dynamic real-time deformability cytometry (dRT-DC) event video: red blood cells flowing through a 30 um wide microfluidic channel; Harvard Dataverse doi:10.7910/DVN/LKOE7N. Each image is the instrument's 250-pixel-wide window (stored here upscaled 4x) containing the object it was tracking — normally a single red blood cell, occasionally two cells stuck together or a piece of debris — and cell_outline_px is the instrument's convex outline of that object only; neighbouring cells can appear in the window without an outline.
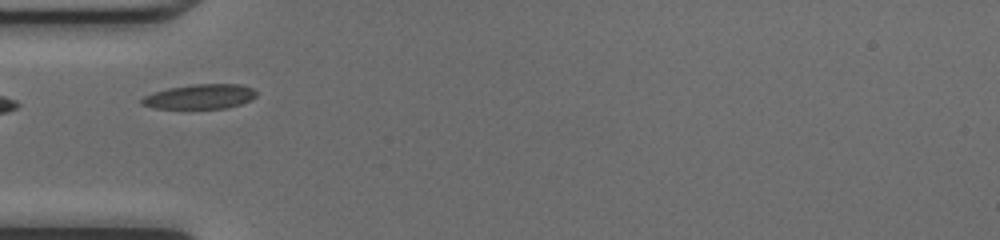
{"species": "common noctule bat (a hibernating species)", "species_latin": "Nyctalus noctula", "temperature_condition": "cold", "stored_images_in_passage": 34, "camera_frame_rate_fps": 3000, "um_per_image_px": 0.085, "animal": {"sex": "female", "body_mass_g": 17.0, "forearm_length_mm": 48.0}, "frame": {"image": 1, "passage_image": 1, "time_ms": 0.0, "image_size_px": [1000, 240], "cell_outline_px": [[256, 96], [240, 104], [228, 108], [156, 108], [140, 104], [140, 100], [144, 96], [152, 92], [168, 88], [192, 84], [240, 84], [252, 88], [256, 92]], "centroid_in_image_um": [16.96, 8.2], "position_along_channel_um": 68.0, "area_um2": 16.42}}
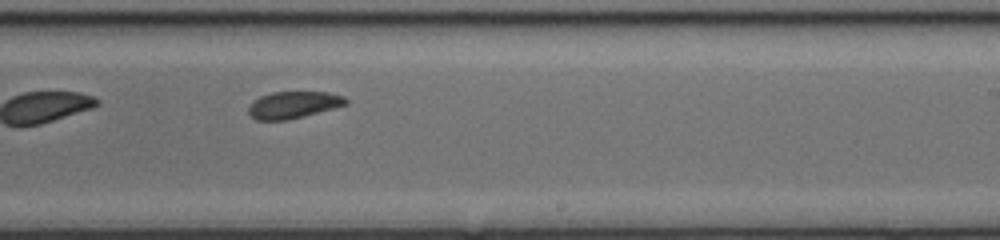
{"frame": {"image": 2, "passage_image": 15, "time_ms": 4.667, "image_size_px": [1000, 240], "cell_outline_px": [[348, 104], [288, 120], [256, 120], [248, 112], [248, 108], [260, 96], [272, 92], [328, 92], [344, 96], [348, 100]], "centroid_in_image_um": [24.96, 8.91], "position_along_channel_um": 264.0, "area_um2": 15.09}}
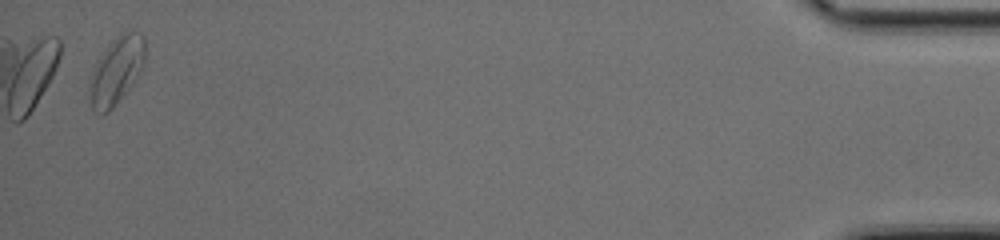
{"frame": {"image": 3, "passage_image": 33, "time_ms": 10.667, "image_size_px": [1000, 240], "cell_outline_px": [[144, 64], [140, 72], [128, 88], [112, 108], [108, 112], [104, 112], [92, 108], [92, 72], [96, 64], [112, 40], [120, 32], [132, 28], [140, 32], [144, 36]], "centroid_in_image_um": [9.97, 5.87], "position_along_channel_um": 425.2, "area_um2": 20.81}, "authors_computed_cell_mechanics": {"area_um2": 16.4152, "velocity_mm_per_s": 4.2002, "shape_relaxation_time_tau1_ms": 2.557, "shape_relaxation_time_tau2_ms": 4.0112, "deformation_change_tau1": 0.0723, "deformation_change_tau2": 0.096}}